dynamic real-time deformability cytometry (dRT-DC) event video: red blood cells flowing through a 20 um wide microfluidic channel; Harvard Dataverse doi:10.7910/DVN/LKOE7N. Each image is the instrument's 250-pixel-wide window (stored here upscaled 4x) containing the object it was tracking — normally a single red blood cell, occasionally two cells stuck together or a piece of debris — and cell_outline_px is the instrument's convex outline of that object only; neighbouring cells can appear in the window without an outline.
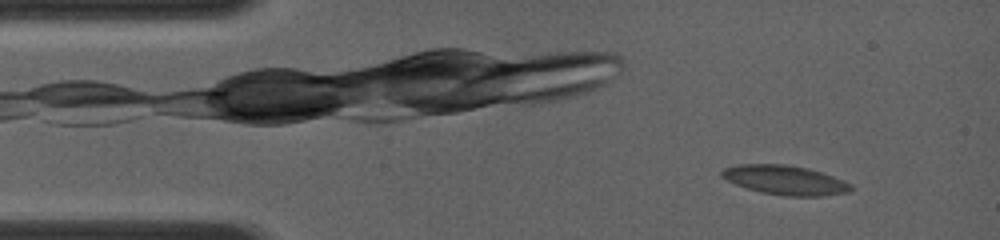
{"species": "common noctule bat (a hibernating species)", "species_latin": "Nyctalus noctula", "temperature_condition": "room temperature", "stored_images_in_passage": 15, "camera_frame_rate_fps": 4000, "um_per_image_px": 0.085, "animal": {"sex": "female", "body_mass_g": 19.0, "forearm_length_mm": 56.7}, "frame": {"image": 1, "passage_image": 5, "time_ms": 1.0, "image_size_px": [1000, 240], "cell_outline_px": [[852, 192], [820, 196], [784, 196], [760, 192], [736, 184], [720, 176], [720, 172], [724, 168], [740, 164], [788, 164], [808, 168], [844, 180], [852, 184]], "centroid_in_image_um": [66.76, 15.31], "position_along_channel_um": 18.2, "area_um2": 22.14}}
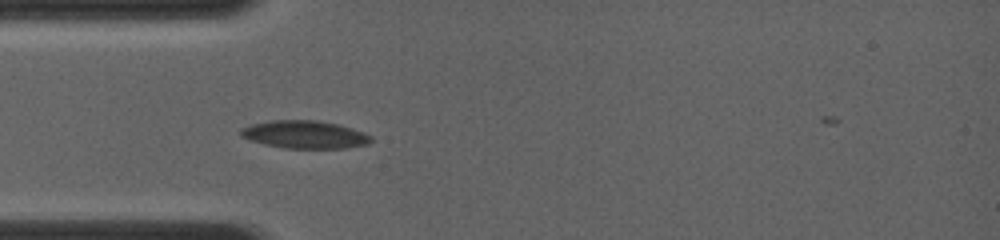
{"frame": {"image": 2, "passage_image": 14, "time_ms": 3.75, "image_size_px": [1000, 240], "cell_outline_px": [[372, 140], [368, 144], [344, 148], [284, 148], [264, 144], [240, 136], [240, 128], [252, 124], [272, 120], [316, 120], [336, 124], [352, 128], [364, 132], [372, 136]], "centroid_in_image_um": [25.9, 11.43], "position_along_channel_um": 59.1, "area_um2": 21.04}}